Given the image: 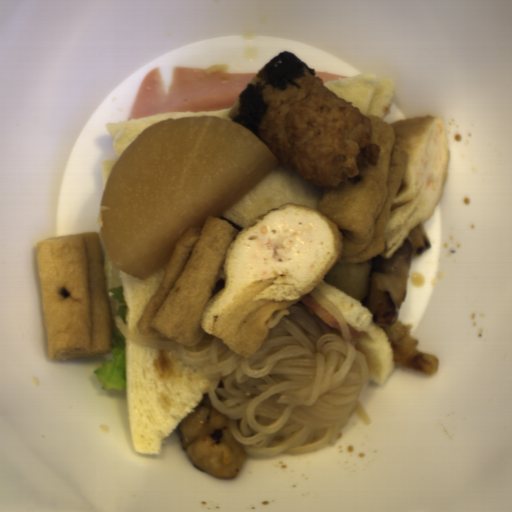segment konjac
<instances>
[{"instance_id":"31207f19","label":"konjac","mask_w":512,"mask_h":512,"mask_svg":"<svg viewBox=\"0 0 512 512\" xmlns=\"http://www.w3.org/2000/svg\"><path fill=\"white\" fill-rule=\"evenodd\" d=\"M308 293L338 321L341 332L297 302L268 318L269 334L251 358L207 333L198 345L186 347L165 336L133 333L120 315L113 320L133 344L176 350L185 364L202 367L211 381L212 406L228 418L246 454H300L336 445L354 411L372 424L359 400L370 376L368 361L338 307L316 287Z\"/></svg>"}]
</instances>
